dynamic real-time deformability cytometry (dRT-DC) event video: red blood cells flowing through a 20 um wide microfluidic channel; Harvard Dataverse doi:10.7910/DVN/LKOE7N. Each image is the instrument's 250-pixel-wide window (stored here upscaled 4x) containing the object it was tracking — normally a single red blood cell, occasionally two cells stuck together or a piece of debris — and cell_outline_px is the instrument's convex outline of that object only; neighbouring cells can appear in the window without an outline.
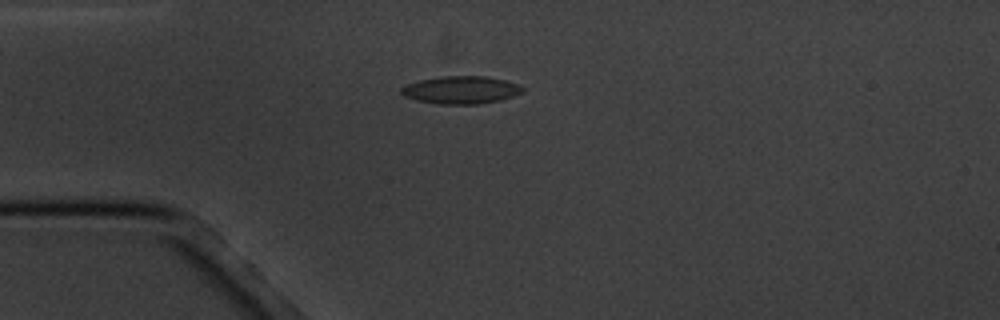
{"species": "common noctule bat (a hibernating species)", "species_latin": "Nyctalus noctula", "temperature_condition": "cold", "stored_images_in_passage": 4, "camera_frame_rate_fps": 3000, "um_per_image_px": 0.085, "animal": {"sex": "male", "body_mass_g": 20.1, "forearm_length_mm": 53.5}, "frame": {"image": 1, "passage_image": 4, "time_ms": 4.333, "image_size_px": [1000, 320], "cell_outline_px": [[524, 92], [500, 100], [476, 104], [436, 104], [416, 100], [404, 96], [400, 92], [400, 88], [408, 84], [420, 80], [444, 76], [484, 76], [504, 80], [520, 84], [524, 88]], "centroid_in_image_um": [39.19, 7.65], "position_along_channel_um": 45.8, "area_um2": 19.54}}